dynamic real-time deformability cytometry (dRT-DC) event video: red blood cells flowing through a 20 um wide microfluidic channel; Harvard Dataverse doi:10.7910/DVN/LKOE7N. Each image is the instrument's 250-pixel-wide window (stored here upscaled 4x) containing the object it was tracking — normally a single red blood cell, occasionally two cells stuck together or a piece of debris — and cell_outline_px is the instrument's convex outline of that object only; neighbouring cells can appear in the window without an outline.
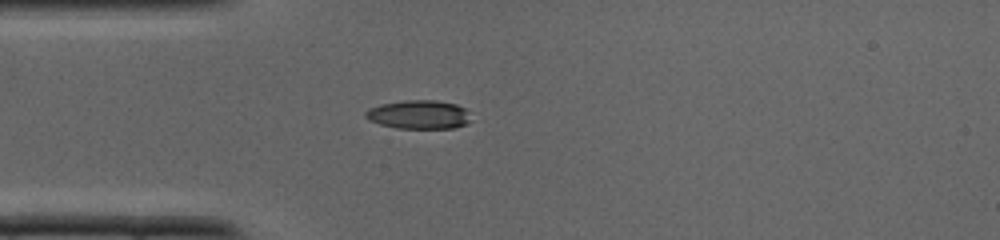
{"species": "common noctule bat (a hibernating species)", "species_latin": "Nyctalus noctula", "temperature_condition": "cold", "stored_images_in_passage": 28, "camera_frame_rate_fps": 3000, "um_per_image_px": 0.085, "animal": {"sex": "male", "body_mass_g": 19.0, "forearm_length_mm": 50.8}, "frame": {"image": 1, "passage_image": 1, "time_ms": 0.0, "image_size_px": [1000, 240], "cell_outline_px": [[468, 124], [452, 128], [396, 128], [380, 124], [368, 120], [364, 116], [364, 112], [368, 108], [380, 104], [404, 100], [436, 100], [456, 104], [464, 108], [468, 120]], "centroid_in_image_um": [35.52, 9.73], "position_along_channel_um": 49.5, "area_um2": 17.57}}
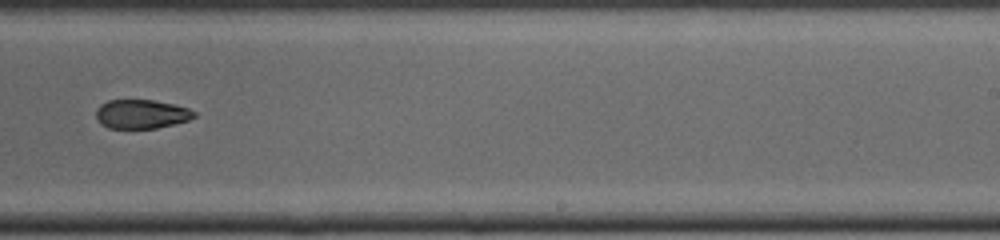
{"frame": {"image": 2, "passage_image": 14, "time_ms": 4.333, "image_size_px": [1000, 240], "cell_outline_px": [[196, 116], [188, 120], [156, 128], [108, 128], [96, 116], [96, 108], [100, 104], [108, 100], [152, 100], [172, 104], [188, 108], [196, 112]], "centroid_in_image_um": [12.02, 9.68], "position_along_channel_um": 277.0, "area_um2": 16.36}}
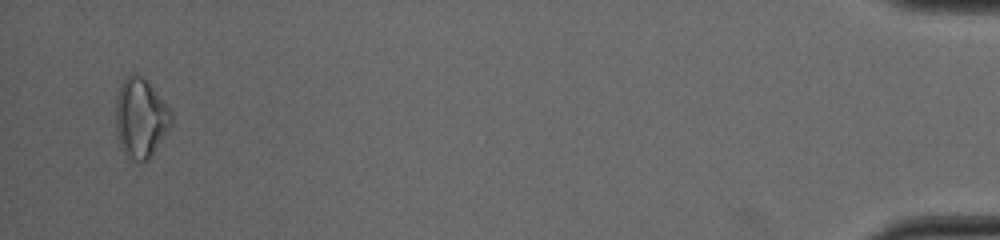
{"frame": {"image": 3, "passage_image": 27, "time_ms": 8.667, "image_size_px": [1000, 240], "cell_outline_px": [[172, 124], [152, 156], [148, 160], [136, 160], [128, 156], [124, 152], [120, 144], [116, 132], [116, 96], [120, 84], [124, 76], [132, 72], [144, 76], [148, 80], [168, 104], [172, 112]], "centroid_in_image_um": [11.97, 9.95], "position_along_channel_um": 423.2, "area_um2": 26.24}}